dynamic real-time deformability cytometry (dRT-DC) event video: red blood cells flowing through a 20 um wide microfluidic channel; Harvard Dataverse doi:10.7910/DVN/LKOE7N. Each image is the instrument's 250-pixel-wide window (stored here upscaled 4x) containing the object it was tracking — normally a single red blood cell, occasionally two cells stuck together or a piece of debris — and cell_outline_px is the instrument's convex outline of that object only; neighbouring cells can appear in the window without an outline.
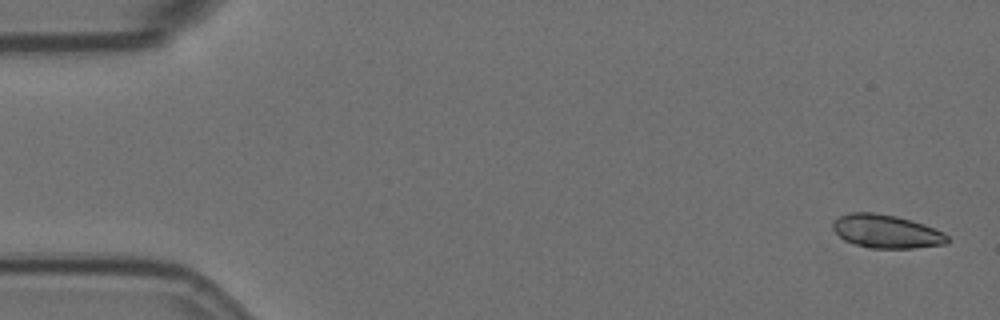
{"species": "Egyptian fruit bat (a non-hibernating species)", "species_latin": "Rousettus aegyptiacus", "temperature_condition": "room temperature", "stored_images_in_passage": 57, "camera_frame_rate_fps": 3000, "um_per_image_px": 0.085, "animal": {"sex": "female"}, "frame": {"image": 1, "passage_image": 2, "time_ms": 0.333, "image_size_px": [1000, 320], "cell_outline_px": [[952, 240], [948, 244], [912, 248], [868, 248], [844, 240], [832, 228], [832, 224], [840, 216], [852, 212], [876, 212], [896, 216], [912, 220], [924, 224], [944, 232]], "centroid_in_image_um": [75.39, 19.67], "position_along_channel_um": 9.6, "area_um2": 22.43}}
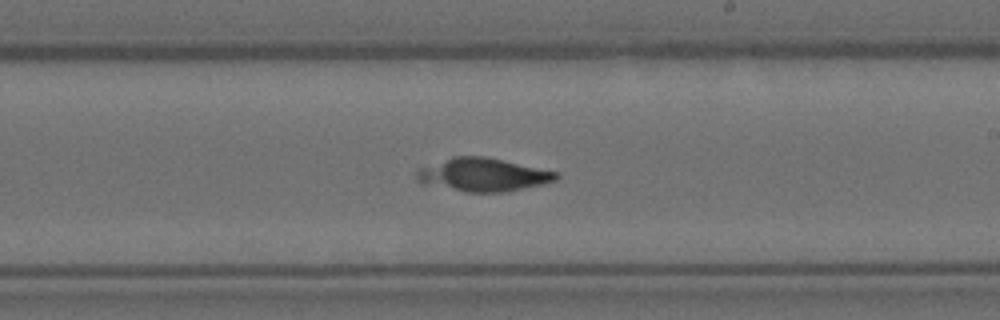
{"frame": {"image": 2, "passage_image": 33, "time_ms": 10.667, "image_size_px": [1000, 320], "cell_outline_px": [[560, 176], [556, 180], [544, 184], [500, 192], [468, 192], [420, 184], [416, 180], [416, 172], [420, 168], [452, 156], [484, 156], [560, 172]], "centroid_in_image_um": [41.04, 14.85], "position_along_channel_um": 248.0, "area_um2": 27.05}}
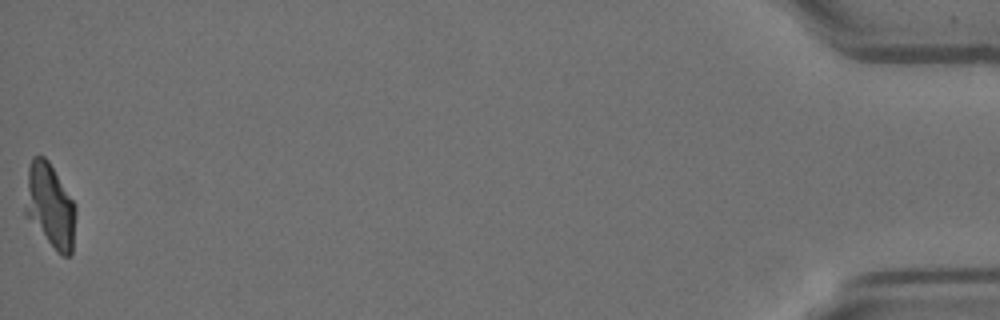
{"frame": {"image": 3, "passage_image": 57, "time_ms": 18.667, "image_size_px": [1000, 320], "cell_outline_px": [[76, 216], [72, 256], [64, 256], [56, 252], [24, 216], [24, 208], [28, 168], [32, 156], [44, 156], [48, 160], [76, 204]], "centroid_in_image_um": [4.25, 17.53], "position_along_channel_um": 430.9, "area_um2": 25.37}, "authors_computed_cell_mechanics": {"area_um2": 25.721, "velocity_mm_per_s": 3.5492, "shape_relaxation_time_tau1_ms": null, "shape_relaxation_time_tau2_ms": 7.4428, "deformation_change_tau1": null, "deformation_change_tau2": 0.0491}}